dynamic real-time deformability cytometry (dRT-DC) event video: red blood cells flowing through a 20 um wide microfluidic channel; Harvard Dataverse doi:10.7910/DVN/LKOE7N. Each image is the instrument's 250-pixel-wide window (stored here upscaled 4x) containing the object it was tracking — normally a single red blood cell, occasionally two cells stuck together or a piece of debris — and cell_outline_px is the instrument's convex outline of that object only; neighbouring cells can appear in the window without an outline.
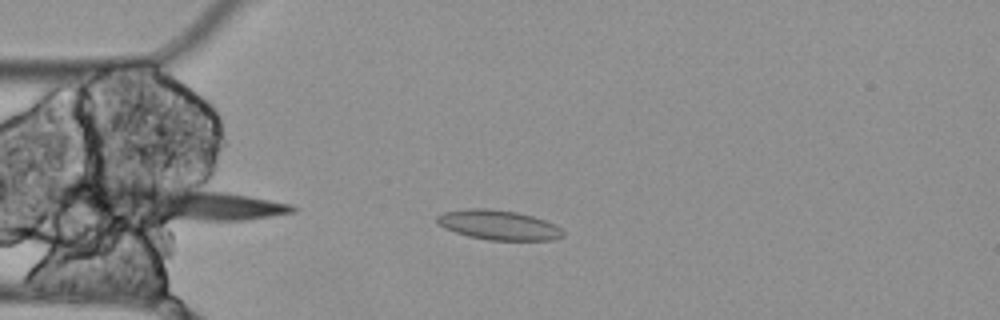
{"species": "Egyptian fruit bat (a non-hibernating species)", "species_latin": "Rousettus aegyptiacus", "temperature_condition": "cold", "stored_images_in_passage": 5, "camera_frame_rate_fps": 3000, "um_per_image_px": 0.085, "animal": {"sex": "female"}, "frame": {"image": 1, "passage_image": 4, "time_ms": 1.0, "image_size_px": [1000, 320], "cell_outline_px": [[564, 236], [552, 240], [488, 240], [468, 236], [444, 228], [436, 220], [436, 216], [444, 212], [468, 208], [488, 208], [516, 212], [532, 216], [556, 224], [564, 232]], "centroid_in_image_um": [42.38, 19.12], "position_along_channel_um": 42.6, "area_um2": 21.79}}
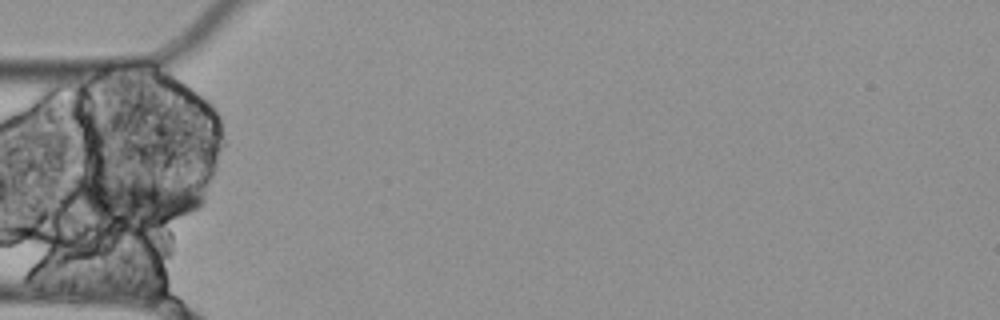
{"frame": {"image": 2, "passage_image": 5, "time_ms": 1.333, "image_size_px": [1000, 320], "cell_outline_px": [[204, 204], [200, 208], [192, 212], [160, 224], [96, 228], [92, 228], [72, 208], [76, 200], [88, 184], [92, 180], [96, 180], [188, 184], [204, 196]], "centroid_in_image_um": [11.49, 17.26], "position_along_channel_um": 73.5, "area_um2": 35.14}}